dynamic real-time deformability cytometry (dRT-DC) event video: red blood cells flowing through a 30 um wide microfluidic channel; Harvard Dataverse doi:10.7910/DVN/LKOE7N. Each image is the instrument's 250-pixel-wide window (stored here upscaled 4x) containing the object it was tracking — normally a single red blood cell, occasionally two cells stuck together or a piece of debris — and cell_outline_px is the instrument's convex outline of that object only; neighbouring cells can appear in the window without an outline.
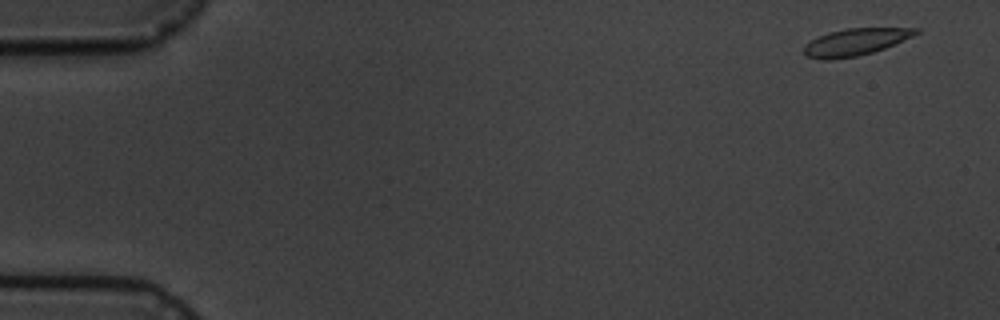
{"species": "common noctule bat (a hibernating species)", "species_latin": "Nyctalus noctula", "temperature_condition": "cold", "stored_images_in_passage": 6, "camera_frame_rate_fps": 3000, "um_per_image_px": 0.085, "animal": {"sex": "male", "body_mass_g": 19.5, "forearm_length_mm": 54.6}, "frame": {"image": 1, "passage_image": 1, "time_ms": 0.0, "image_size_px": [1000, 320], "cell_outline_px": [[920, 32], [912, 36], [884, 48], [872, 52], [856, 56], [828, 60], [824, 60], [808, 56], [804, 52], [804, 48], [812, 40], [828, 32], [848, 28], [920, 28]], "centroid_in_image_um": [72.73, 3.56], "position_along_channel_um": 12.3, "area_um2": 17.17}}
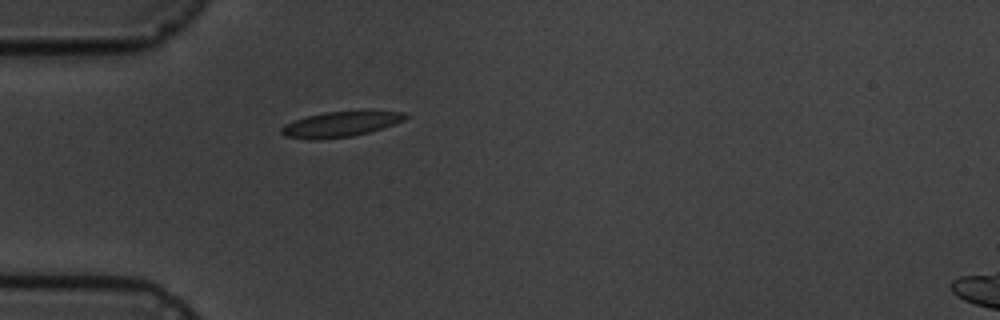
{"frame": {"image": 2, "passage_image": 5, "time_ms": 4.667, "image_size_px": [1000, 320], "cell_outline_px": [[408, 116], [404, 120], [368, 132], [352, 136], [316, 140], [308, 140], [284, 136], [280, 132], [280, 128], [284, 124], [308, 116], [324, 112], [404, 112]], "centroid_in_image_um": [28.84, 10.58], "position_along_channel_um": 56.2, "area_um2": 17.8}}